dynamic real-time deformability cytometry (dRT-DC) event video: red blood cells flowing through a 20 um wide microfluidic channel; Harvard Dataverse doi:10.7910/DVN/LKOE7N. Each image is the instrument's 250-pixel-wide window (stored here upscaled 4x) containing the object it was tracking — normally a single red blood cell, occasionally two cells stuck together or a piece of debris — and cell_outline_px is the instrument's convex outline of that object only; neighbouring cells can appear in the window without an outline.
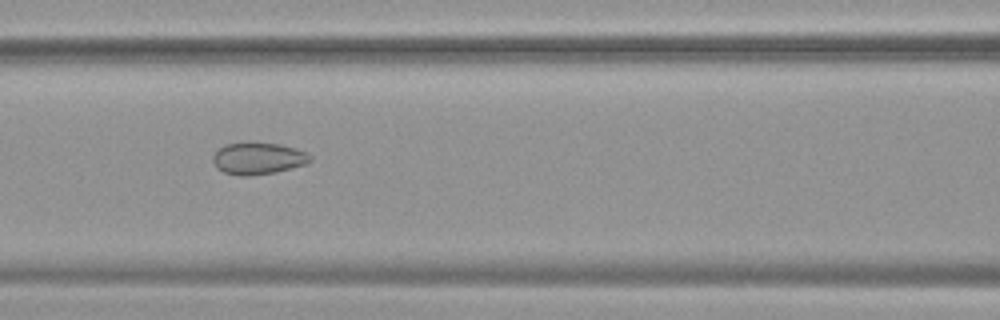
{"species": "common noctule bat (a hibernating species)", "species_latin": "Nyctalus noctula", "temperature_condition": "warm", "stored_images_in_passage": 31, "camera_frame_rate_fps": 3000, "um_per_image_px": 0.085, "animal": {"sex": "female", "body_mass_g": 19.9}, "frame": {"image": 1, "passage_image": 24, "time_ms": 7.667, "image_size_px": [1000, 320], "cell_outline_px": [[312, 160], [308, 164], [276, 172], [248, 176], [240, 176], [224, 172], [216, 168], [212, 160], [212, 156], [224, 144], [244, 140], [280, 144], [296, 148], [308, 152], [312, 156]], "centroid_in_image_um": [21.95, 13.43], "position_along_channel_um": 144.7, "area_um2": 18.79}}
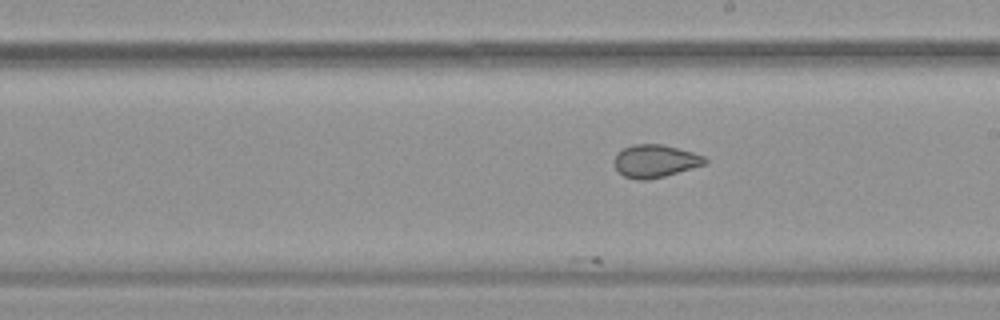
{"frame": {"image": 2, "passage_image": 31, "time_ms": 10.0, "image_size_px": [1000, 320], "cell_outline_px": [[708, 164], [664, 176], [648, 180], [636, 180], [624, 176], [616, 168], [612, 160], [624, 148], [632, 144], [660, 144], [692, 152], [704, 156], [708, 160]], "centroid_in_image_um": [55.7, 13.7], "position_along_channel_um": 233.3, "area_um2": 17.28}}